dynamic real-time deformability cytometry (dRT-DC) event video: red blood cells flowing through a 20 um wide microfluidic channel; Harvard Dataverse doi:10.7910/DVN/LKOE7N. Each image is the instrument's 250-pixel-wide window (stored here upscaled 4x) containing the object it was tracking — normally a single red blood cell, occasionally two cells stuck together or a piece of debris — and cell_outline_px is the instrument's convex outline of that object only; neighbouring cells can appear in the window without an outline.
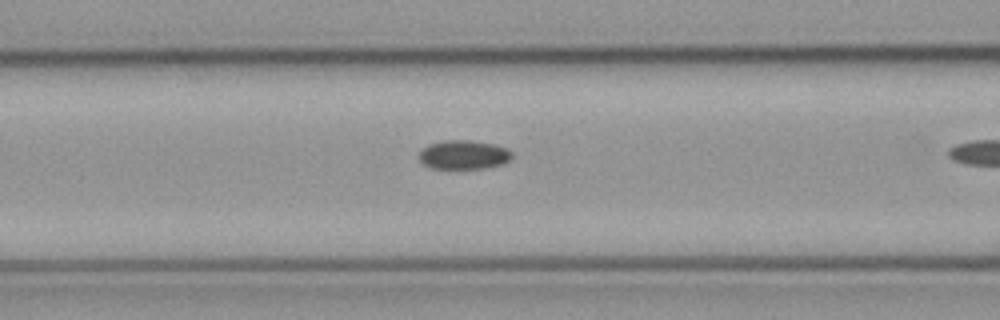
{"species": "common noctule bat (a hibernating species)", "species_latin": "Nyctalus noctula", "temperature_condition": "cold", "stored_images_in_passage": 11, "camera_frame_rate_fps": 3000, "um_per_image_px": 0.085, "animal": {"sex": "male", "body_mass_g": 23.1, "forearm_length_mm": 52.7}, "frame": {"image": 1, "passage_image": 10, "time_ms": 3.0, "image_size_px": [1000, 320], "cell_outline_px": [[512, 156], [504, 164], [484, 168], [432, 168], [424, 164], [420, 160], [420, 152], [428, 144], [444, 140], [472, 140], [496, 144], [508, 148], [512, 152]], "centroid_in_image_um": [39.45, 13.14], "position_along_channel_um": 127.1, "area_um2": 15.72}}